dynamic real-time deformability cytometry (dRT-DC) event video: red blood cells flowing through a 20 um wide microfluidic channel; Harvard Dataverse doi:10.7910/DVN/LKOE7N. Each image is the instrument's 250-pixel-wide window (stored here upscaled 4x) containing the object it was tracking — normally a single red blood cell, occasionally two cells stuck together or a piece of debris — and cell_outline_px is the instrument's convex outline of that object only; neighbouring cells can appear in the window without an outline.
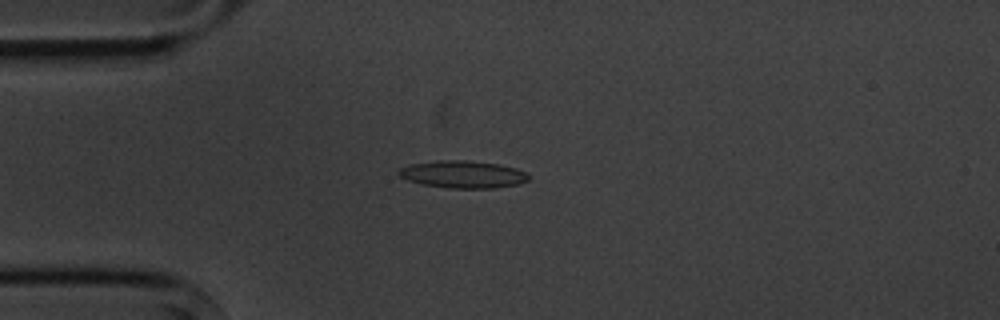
{"species": "common noctule bat (a hibernating species)", "species_latin": "Nyctalus noctula", "temperature_condition": "cold", "stored_images_in_passage": 5, "camera_frame_rate_fps": 3000, "um_per_image_px": 0.085, "animal": {"sex": "male", "body_mass_g": 20.1, "forearm_length_mm": 53.5}, "frame": {"image": 1, "passage_image": 3, "time_ms": 2.333, "image_size_px": [1000, 320], "cell_outline_px": [[528, 180], [520, 184], [492, 188], [448, 188], [424, 184], [408, 180], [400, 176], [396, 172], [400, 168], [412, 164], [440, 160], [464, 160], [500, 164], [516, 168], [524, 172], [528, 176]], "centroid_in_image_um": [39.35, 14.82], "position_along_channel_um": 45.6, "area_um2": 20.52}}
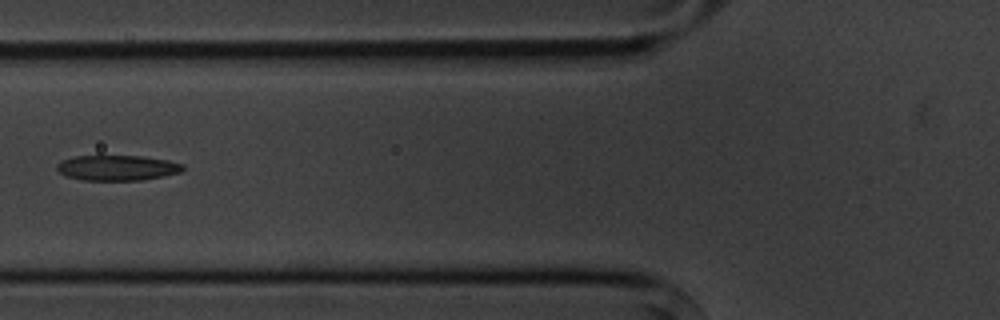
{"frame": {"image": 2, "passage_image": 5, "time_ms": 4.667, "image_size_px": [1000, 320], "cell_outline_px": [[184, 168], [180, 172], [164, 176], [140, 180], [84, 180], [68, 176], [60, 172], [56, 168], [56, 164], [72, 156], [140, 156], [168, 160], [184, 164]], "centroid_in_image_um": [9.98, 14.26], "position_along_channel_um": 115.8, "area_um2": 18.44}}